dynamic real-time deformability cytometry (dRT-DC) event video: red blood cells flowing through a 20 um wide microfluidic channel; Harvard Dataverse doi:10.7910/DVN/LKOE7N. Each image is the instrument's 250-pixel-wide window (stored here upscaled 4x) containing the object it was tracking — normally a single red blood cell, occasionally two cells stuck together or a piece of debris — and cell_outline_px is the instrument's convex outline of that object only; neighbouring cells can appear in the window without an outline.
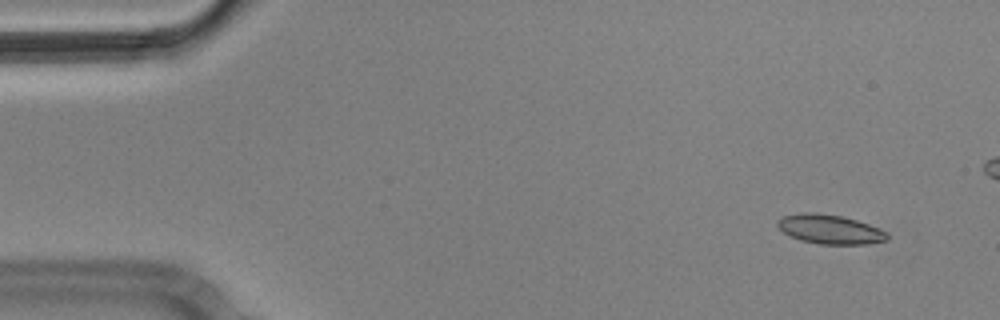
{"species": "Egyptian fruit bat (a non-hibernating species)", "species_latin": "Rousettus aegyptiacus", "temperature_condition": "cold", "stored_images_in_passage": 4, "camera_frame_rate_fps": 3000, "um_per_image_px": 0.085, "animal": {"sex": "male"}, "frame": {"image": 1, "passage_image": 1, "time_ms": 0.0, "image_size_px": [1000, 320], "cell_outline_px": [[888, 240], [868, 244], [820, 244], [800, 240], [788, 236], [776, 224], [776, 220], [784, 216], [804, 212], [808, 212], [840, 216], [856, 220], [880, 228], [888, 232]], "centroid_in_image_um": [70.55, 19.5], "position_along_channel_um": 14.5, "area_um2": 18.67}}